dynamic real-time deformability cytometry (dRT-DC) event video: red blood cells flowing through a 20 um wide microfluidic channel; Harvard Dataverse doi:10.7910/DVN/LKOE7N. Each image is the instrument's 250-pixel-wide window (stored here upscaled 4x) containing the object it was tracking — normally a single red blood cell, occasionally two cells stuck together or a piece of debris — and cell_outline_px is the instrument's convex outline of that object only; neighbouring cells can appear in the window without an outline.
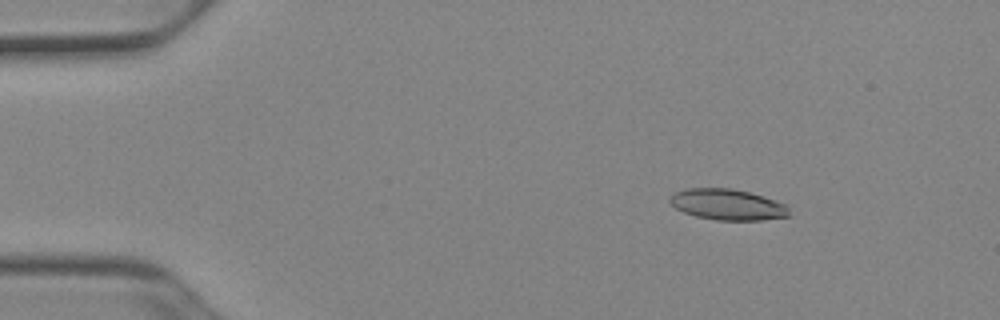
{"species": "Egyptian fruit bat (a non-hibernating species)", "species_latin": "Rousettus aegyptiacus", "temperature_condition": "cold", "stored_images_in_passage": 52, "camera_frame_rate_fps": 3000, "um_per_image_px": 0.085, "animal": {"sex": "female"}, "frame": {"image": 1, "passage_image": 8, "time_ms": 2.333, "image_size_px": [1000, 320], "cell_outline_px": [[792, 216], [764, 220], [716, 220], [696, 216], [684, 212], [676, 208], [668, 200], [668, 196], [684, 188], [732, 188], [764, 196], [788, 204]], "centroid_in_image_um": [61.89, 17.38], "position_along_channel_um": 23.1, "area_um2": 21.85}}
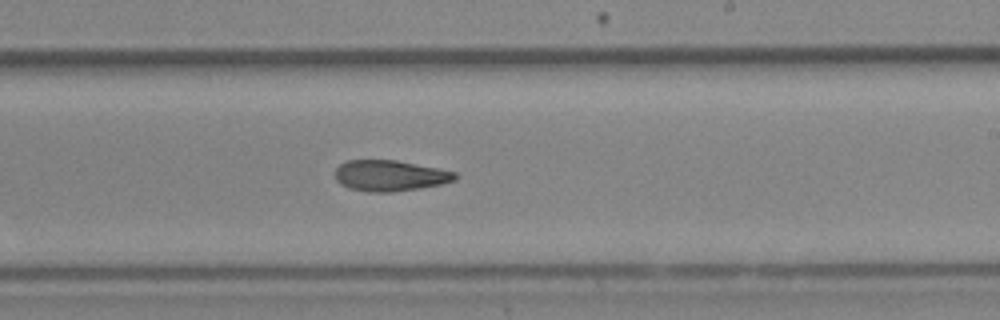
{"frame": {"image": 2, "passage_image": 32, "time_ms": 10.333, "image_size_px": [1000, 320], "cell_outline_px": [[456, 180], [440, 184], [420, 188], [392, 192], [368, 192], [348, 188], [340, 184], [336, 180], [336, 168], [340, 164], [348, 160], [396, 160], [456, 172]], "centroid_in_image_um": [33.11, 14.93], "position_along_channel_um": 255.9, "area_um2": 21.5}}
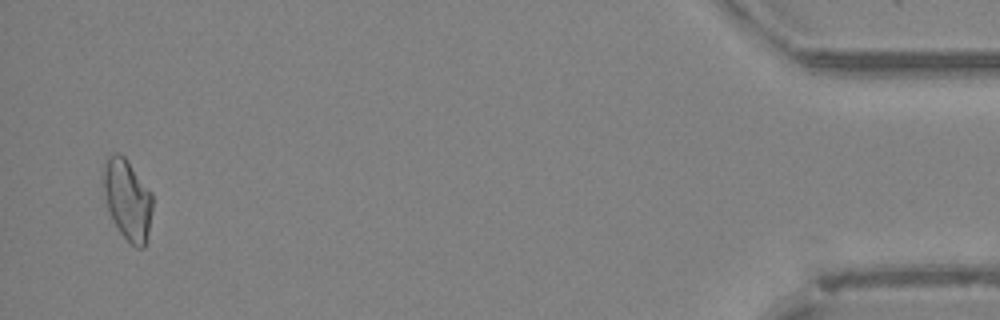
{"frame": {"image": 3, "passage_image": 51, "time_ms": 16.667, "image_size_px": [1000, 320], "cell_outline_px": [[152, 208], [148, 232], [144, 248], [136, 248], [120, 232], [112, 220], [108, 212], [100, 180], [104, 164], [108, 156], [116, 152], [120, 152], [124, 156], [152, 192]], "centroid_in_image_um": [10.79, 16.92], "position_along_channel_um": 424.4, "area_um2": 23.47}, "authors_computed_cell_mechanics": {"area_um2": 22.253, "velocity_mm_per_s": 3.9286, "shape_relaxation_time_tau1_ms": null, "shape_relaxation_time_tau2_ms": 6.6506, "deformation_change_tau1": null, "deformation_change_tau2": 0.1558}}